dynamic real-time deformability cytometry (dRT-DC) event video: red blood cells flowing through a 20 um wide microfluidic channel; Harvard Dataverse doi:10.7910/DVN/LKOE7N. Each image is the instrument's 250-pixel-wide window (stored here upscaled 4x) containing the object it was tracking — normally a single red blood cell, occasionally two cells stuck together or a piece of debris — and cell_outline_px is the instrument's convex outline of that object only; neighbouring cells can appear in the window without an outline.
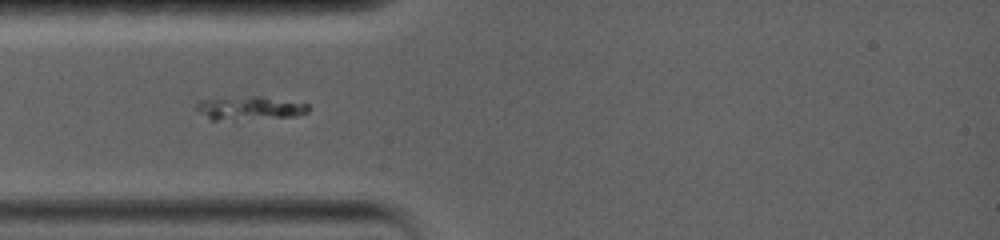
{"species": "common noctule bat (a hibernating species)", "species_latin": "Nyctalus noctula", "temperature_condition": "warm", "stored_images_in_passage": 67, "camera_frame_rate_fps": 5000, "um_per_image_px": 0.085, "animal": {"sex": "female", "body_mass_g": 19.0, "forearm_length_mm": 56.7}, "frame": {"image": 1, "passage_image": 1, "time_ms": 0.0, "image_size_px": [1000, 240], "cell_outline_px": [[308, 112], [296, 116], [216, 120], [212, 120], [200, 112], [196, 108], [196, 104], [200, 100], [252, 96], [260, 96], [308, 104]], "centroid_in_image_um": [21.22, 9.18], "position_along_channel_um": 63.8, "area_um2": 14.8}}
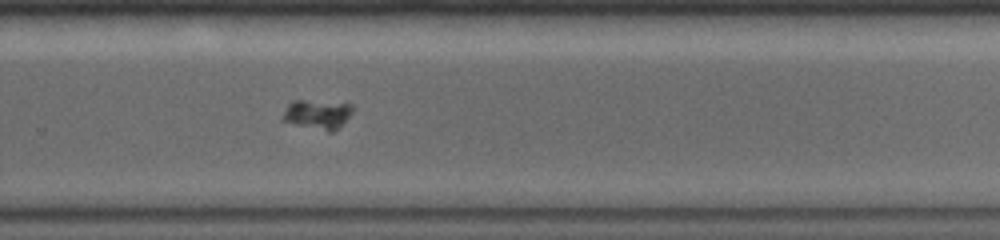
{"frame": {"image": 2, "passage_image": 28, "time_ms": 6.8, "image_size_px": [1000, 240], "cell_outline_px": [[356, 108], [332, 132], [328, 132], [280, 120], [280, 116], [288, 104], [292, 100], [304, 100], [352, 104]], "centroid_in_image_um": [26.93, 9.7], "position_along_channel_um": 302.9, "area_um2": 11.91}}
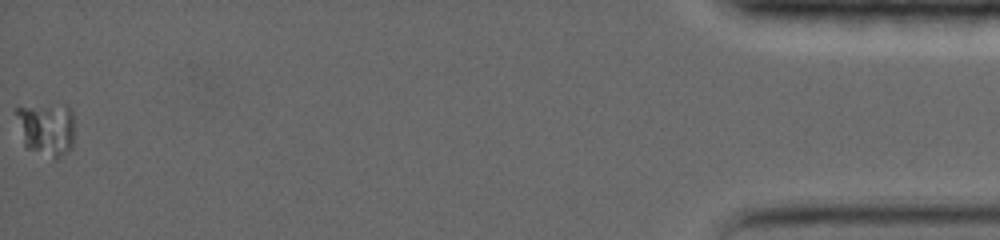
{"frame": {"image": 3, "passage_image": 67, "time_ms": 14.4, "image_size_px": [1000, 240], "cell_outline_px": [[72, 148], [56, 160], [52, 160], [24, 148], [16, 112], [16, 108], [64, 104], [72, 112]], "centroid_in_image_um": [3.94, 11.03], "position_along_channel_um": 431.3, "area_um2": 18.09}}